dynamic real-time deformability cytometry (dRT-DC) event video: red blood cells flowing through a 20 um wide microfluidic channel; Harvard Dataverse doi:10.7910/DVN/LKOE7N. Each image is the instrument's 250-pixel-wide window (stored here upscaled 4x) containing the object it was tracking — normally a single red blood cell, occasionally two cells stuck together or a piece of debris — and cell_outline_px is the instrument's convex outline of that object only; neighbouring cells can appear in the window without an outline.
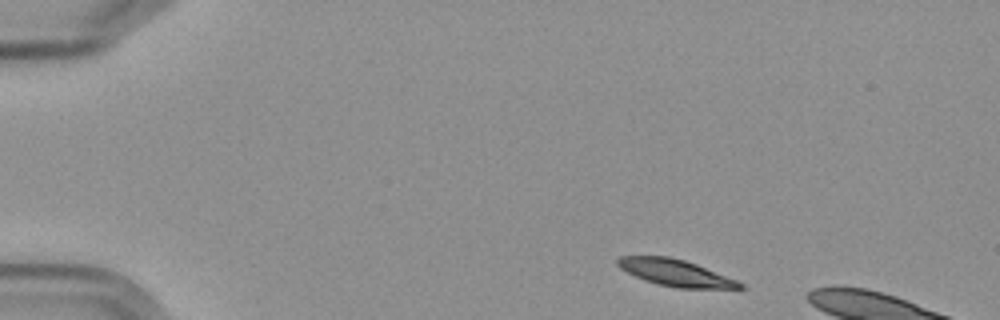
{"species": "Egyptian fruit bat (a non-hibernating species)", "species_latin": "Rousettus aegyptiacus", "temperature_condition": "cold", "stored_images_in_passage": 4, "camera_frame_rate_fps": 3000, "um_per_image_px": 0.085, "frame": {"image": 1, "passage_image": 1, "time_ms": 0.0, "image_size_px": [1000, 320], "cell_outline_px": [[748, 288], [676, 288], [656, 284], [644, 280], [620, 268], [616, 264], [616, 260], [620, 256], [668, 256], [684, 260], [696, 264], [736, 280], [744, 284]], "centroid_in_image_um": [57.4, 23.19], "position_along_channel_um": 27.6, "area_um2": 18.84}}